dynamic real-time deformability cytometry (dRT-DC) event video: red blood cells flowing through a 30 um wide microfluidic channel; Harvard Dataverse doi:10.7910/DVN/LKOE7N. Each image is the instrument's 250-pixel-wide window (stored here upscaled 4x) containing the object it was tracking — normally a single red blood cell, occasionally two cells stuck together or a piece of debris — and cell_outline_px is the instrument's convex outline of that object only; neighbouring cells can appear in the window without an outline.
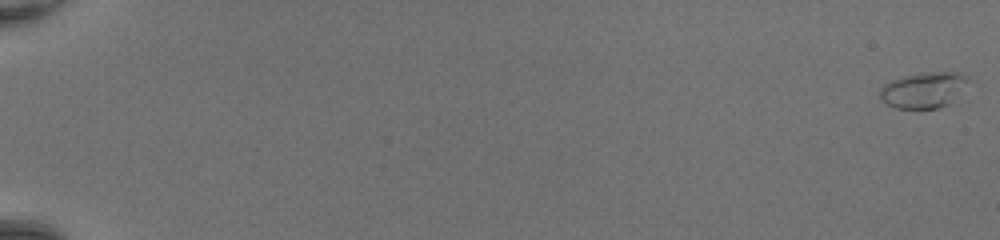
{"species": "common noctule bat (a hibernating species)", "species_latin": "Nyctalus noctula", "temperature_condition": "room temperature", "stored_images_in_passage": 51, "camera_frame_rate_fps": 3000, "um_per_image_px": 0.085, "animal": {"sex": "female", "body_mass_g": 20.0, "forearm_length_mm": 54.0}, "frame": {"image": 1, "passage_image": 1, "time_ms": 0.0, "image_size_px": [1000, 240], "cell_outline_px": [[968, 80], [948, 104], [936, 108], [896, 108], [888, 104], [880, 96], [880, 88], [884, 84], [892, 80], [904, 76], [924, 72], [960, 72], [968, 76]], "centroid_in_image_um": [78.47, 7.63], "position_along_channel_um": 6.5, "area_um2": 17.92}}
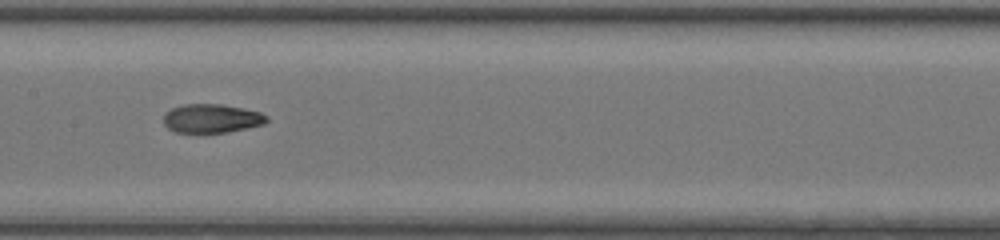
{"frame": {"image": 2, "passage_image": 29, "time_ms": 9.333, "image_size_px": [1000, 240], "cell_outline_px": [[268, 120], [264, 124], [248, 128], [228, 132], [176, 132], [168, 128], [164, 124], [164, 112], [172, 108], [184, 104], [220, 104], [244, 108], [260, 112], [268, 116]], "centroid_in_image_um": [18.0, 10.06], "position_along_channel_um": 189.4, "area_um2": 17.34}}
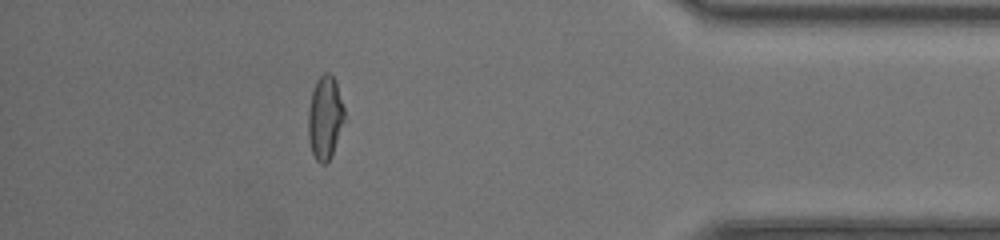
{"frame": {"image": 3, "passage_image": 46, "time_ms": 15.0, "image_size_px": [1000, 240], "cell_outline_px": [[348, 120], [328, 160], [324, 164], [320, 164], [316, 160], [312, 152], [308, 140], [308, 108], [312, 92], [316, 80], [324, 72], [328, 72], [336, 80]], "centroid_in_image_um": [27.66, 9.99], "position_along_channel_um": 407.5, "area_um2": 18.15}, "authors_computed_cell_mechanics": {"area_um2": 17.5134, "velocity_mm_per_s": 4.4261, "shape_relaxation_time_tau1_ms": 5.4479, "shape_relaxation_time_tau2_ms": 2.1393, "deformation_change_tau1": 0.2332, "deformation_change_tau2": 0.0842}}